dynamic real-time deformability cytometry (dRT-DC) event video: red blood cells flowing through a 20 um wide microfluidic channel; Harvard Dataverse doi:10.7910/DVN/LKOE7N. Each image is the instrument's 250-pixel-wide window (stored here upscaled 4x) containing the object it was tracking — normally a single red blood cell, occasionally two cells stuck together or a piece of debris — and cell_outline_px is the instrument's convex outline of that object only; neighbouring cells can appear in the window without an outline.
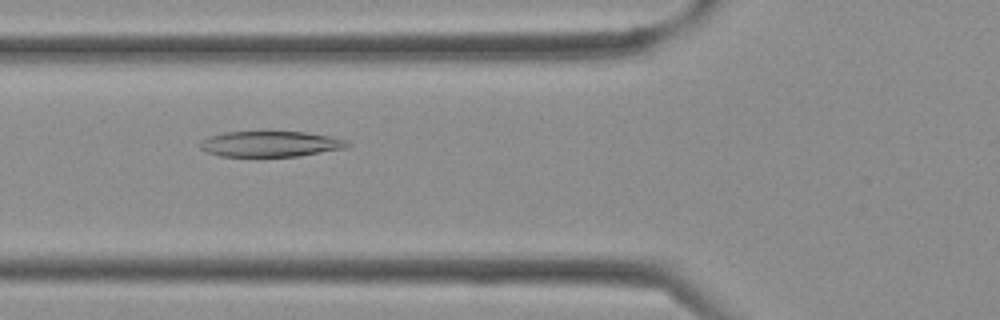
{"species": "Egyptian fruit bat (a non-hibernating species)", "species_latin": "Rousettus aegyptiacus", "temperature_condition": "cold", "stored_images_in_passage": 34, "camera_frame_rate_fps": 3000, "um_per_image_px": 0.085, "frame": {"image": 1, "passage_image": 12, "time_ms": 3.667, "image_size_px": [1000, 320], "cell_outline_px": [[352, 144], [348, 148], [300, 156], [220, 156], [208, 152], [200, 148], [200, 144], [208, 136], [224, 132], [304, 132], [328, 136], [348, 140]], "centroid_in_image_um": [23.05, 12.24], "position_along_channel_um": 102.8, "area_um2": 21.96}}
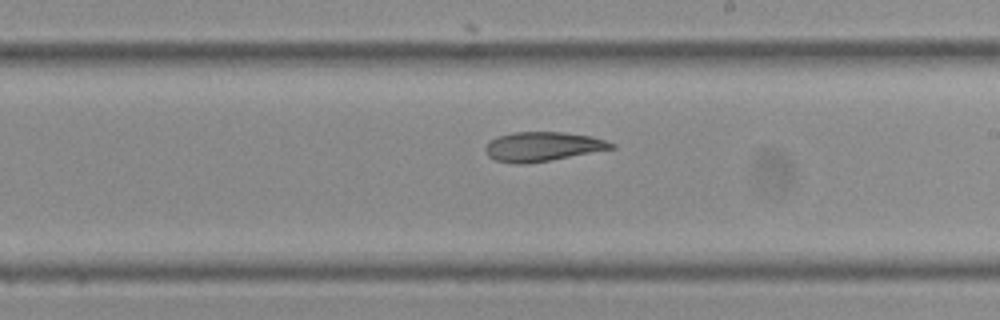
{"frame": {"image": 2, "passage_image": 20, "time_ms": 6.333, "image_size_px": [1000, 320], "cell_outline_px": [[616, 148], [552, 160], [528, 164], [516, 164], [496, 160], [488, 156], [484, 152], [484, 148], [496, 136], [512, 132], [564, 132], [592, 136], [616, 144]], "centroid_in_image_um": [46.13, 12.46], "position_along_channel_um": 242.9, "area_um2": 21.73}}
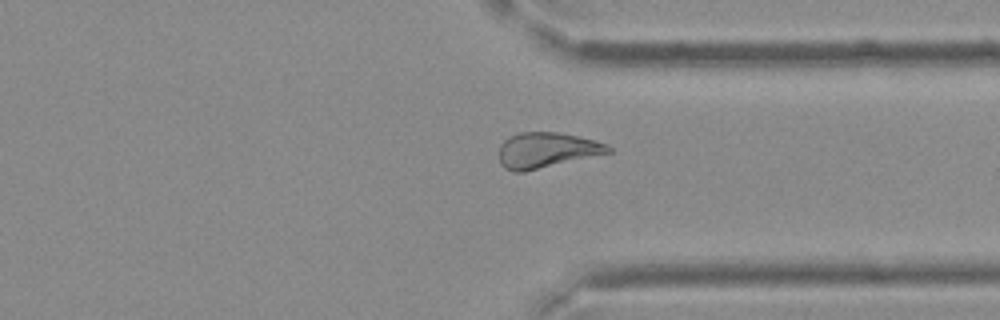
{"frame": {"image": 3, "passage_image": 27, "time_ms": 8.667, "image_size_px": [1000, 320], "cell_outline_px": [[612, 152], [524, 172], [512, 172], [504, 168], [500, 164], [500, 144], [508, 136], [520, 132], [556, 132], [596, 140], [608, 144], [612, 148]], "centroid_in_image_um": [46.45, 12.77], "position_along_channel_um": 364.9, "area_um2": 22.66}}